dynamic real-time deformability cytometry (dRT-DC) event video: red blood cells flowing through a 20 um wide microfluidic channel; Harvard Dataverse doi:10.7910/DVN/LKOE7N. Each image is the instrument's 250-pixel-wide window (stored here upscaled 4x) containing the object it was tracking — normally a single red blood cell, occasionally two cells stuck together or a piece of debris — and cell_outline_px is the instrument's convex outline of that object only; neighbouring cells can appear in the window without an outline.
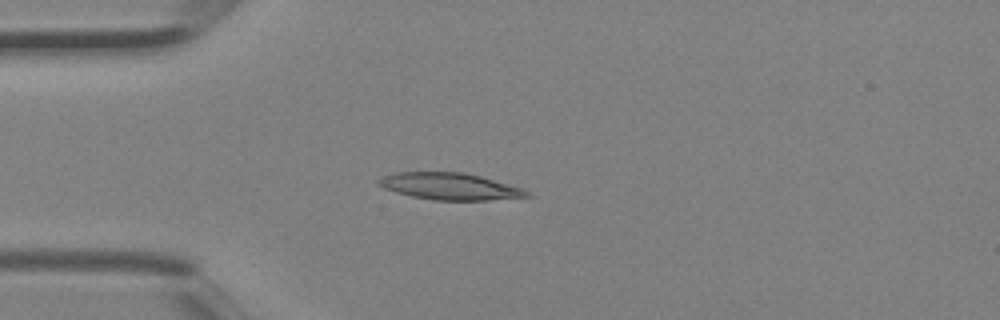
{"species": "Egyptian fruit bat (a non-hibernating species)", "species_latin": "Rousettus aegyptiacus", "temperature_condition": "room temperature", "stored_images_in_passage": 2, "camera_frame_rate_fps": 3000, "um_per_image_px": 0.085, "animal": {"sex": "female"}, "frame": {"image": 1, "passage_image": 2, "time_ms": 0.333, "image_size_px": [1000, 320], "cell_outline_px": [[532, 196], [488, 200], [432, 200], [412, 196], [396, 192], [384, 188], [376, 184], [376, 180], [384, 176], [396, 172], [464, 172], [480, 176], [524, 188]], "centroid_in_image_um": [38.23, 15.84], "position_along_channel_um": 46.8, "area_um2": 23.18}}